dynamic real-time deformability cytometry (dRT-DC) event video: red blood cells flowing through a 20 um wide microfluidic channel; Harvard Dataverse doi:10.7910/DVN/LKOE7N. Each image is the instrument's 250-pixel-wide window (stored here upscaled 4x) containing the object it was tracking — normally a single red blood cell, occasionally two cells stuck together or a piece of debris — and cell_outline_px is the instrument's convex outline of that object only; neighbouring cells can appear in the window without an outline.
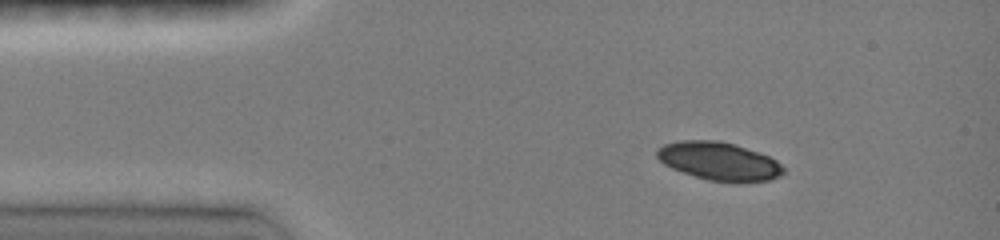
{"species": "common noctule bat (a hibernating species)", "species_latin": "Nyctalus noctula", "temperature_condition": "room temperature", "stored_images_in_passage": 3, "camera_frame_rate_fps": 3000, "um_per_image_px": 0.085, "animal": {"sex": "female", "body_mass_g": 19.0, "forearm_length_mm": 51.5}, "frame": {"image": 1, "passage_image": 1, "time_ms": 0.0, "image_size_px": [1000, 240], "cell_outline_px": [[784, 172], [780, 176], [768, 180], [736, 184], [708, 180], [672, 168], [664, 164], [656, 156], [656, 148], [664, 144], [680, 140], [720, 140], [760, 152], [776, 160], [784, 168]], "centroid_in_image_um": [61.13, 13.71], "position_along_channel_um": 23.9, "area_um2": 28.44}}